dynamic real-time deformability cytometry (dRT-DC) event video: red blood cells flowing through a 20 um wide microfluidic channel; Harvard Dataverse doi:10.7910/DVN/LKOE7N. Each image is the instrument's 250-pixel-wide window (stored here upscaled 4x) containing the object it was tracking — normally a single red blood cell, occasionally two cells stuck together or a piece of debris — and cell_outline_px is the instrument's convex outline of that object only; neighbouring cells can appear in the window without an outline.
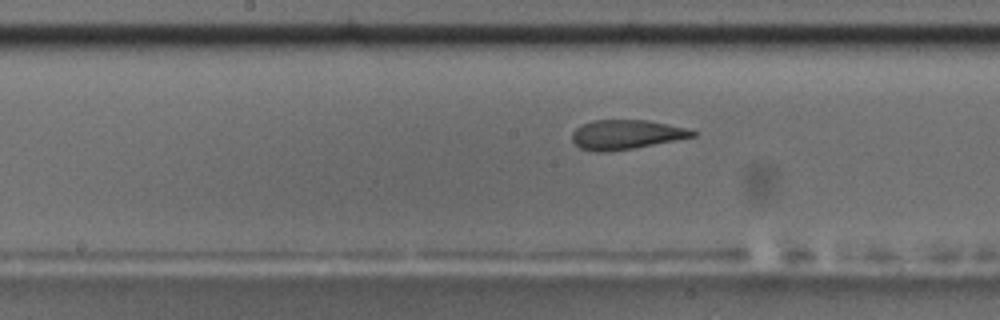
{"species": "common noctule bat (a hibernating species)", "species_latin": "Nyctalus noctula", "temperature_condition": "room temperature", "stored_images_in_passage": 48, "camera_frame_rate_fps": 3000, "um_per_image_px": 0.085, "animal": {"sex": "male", "body_mass_g": 17.5, "forearm_length_mm": 52.3}, "frame": {"image": 1, "passage_image": 28, "time_ms": 9.0, "image_size_px": [1000, 320], "cell_outline_px": [[696, 136], [632, 148], [604, 152], [596, 152], [580, 148], [572, 140], [572, 132], [576, 128], [592, 120], [648, 120], [668, 124], [684, 128], [696, 132]], "centroid_in_image_um": [53.18, 11.43], "position_along_channel_um": 195.0, "area_um2": 20.35}, "authors_computed_cell_mechanics": {"area_um2": 21.7906, "velocity_mm_per_s": 3.6811, "shape_relaxation_time_tau1_ms": 6.9946, "shape_relaxation_time_tau2_ms": 1.9403, "deformation_change_tau1": 0.1858, "deformation_change_tau2": 0.0872}}